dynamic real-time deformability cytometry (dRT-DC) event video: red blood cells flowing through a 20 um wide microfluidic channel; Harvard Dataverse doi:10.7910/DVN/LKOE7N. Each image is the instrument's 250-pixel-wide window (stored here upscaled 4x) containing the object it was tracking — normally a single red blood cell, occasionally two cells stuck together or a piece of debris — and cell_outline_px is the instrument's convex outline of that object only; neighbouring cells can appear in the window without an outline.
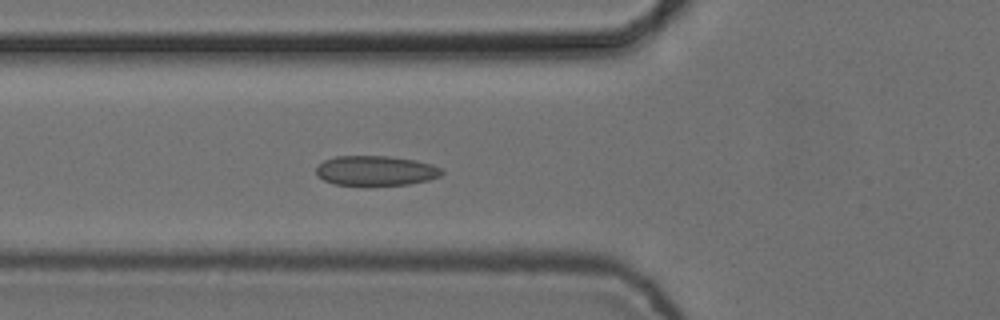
{"species": "common noctule bat (a hibernating species)", "species_latin": "Nyctalus noctula", "temperature_condition": "cold", "stored_images_in_passage": 5, "camera_frame_rate_fps": 3000, "um_per_image_px": 0.085, "animal": {"sex": "female", "body_mass_g": 24.6, "forearm_length_mm": 56.2}, "frame": {"image": 1, "passage_image": 5, "time_ms": 1.333, "image_size_px": [1000, 320], "cell_outline_px": [[444, 172], [440, 176], [428, 180], [408, 184], [336, 184], [324, 180], [316, 176], [316, 168], [324, 160], [336, 156], [388, 156], [416, 160], [432, 164], [444, 168]], "centroid_in_image_um": [31.97, 14.49], "position_along_channel_um": 93.8, "area_um2": 21.68}}